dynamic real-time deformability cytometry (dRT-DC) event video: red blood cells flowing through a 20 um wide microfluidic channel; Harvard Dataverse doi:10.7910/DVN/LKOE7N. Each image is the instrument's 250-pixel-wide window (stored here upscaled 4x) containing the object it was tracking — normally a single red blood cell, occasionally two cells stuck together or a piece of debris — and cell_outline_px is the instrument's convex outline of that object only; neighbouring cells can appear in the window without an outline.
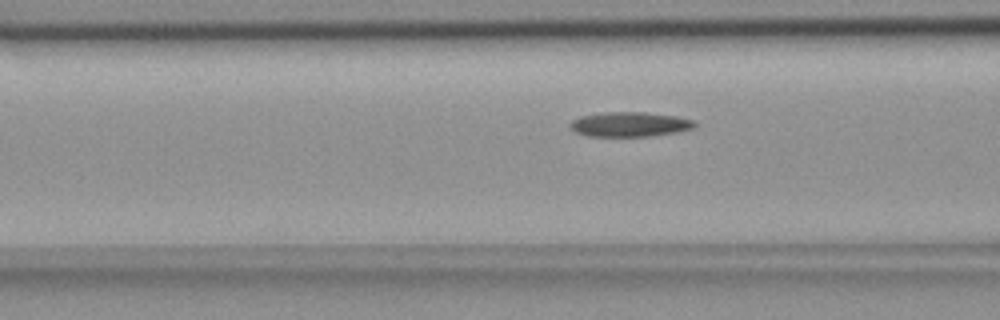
{"species": "common noctule bat (a hibernating species)", "species_latin": "Nyctalus noctula", "temperature_condition": "room temperature", "stored_images_in_passage": 34, "camera_frame_rate_fps": 3000, "um_per_image_px": 0.085, "animal": {"sex": "female", "body_mass_g": 18.4}, "frame": {"image": 1, "passage_image": 11, "time_ms": 3.333, "image_size_px": [1000, 320], "cell_outline_px": [[696, 124], [692, 128], [676, 132], [648, 136], [588, 136], [576, 132], [568, 124], [572, 120], [580, 116], [600, 112], [648, 112], [676, 116], [696, 120]], "centroid_in_image_um": [53.52, 10.55], "position_along_channel_um": 113.1, "area_um2": 17.98}}
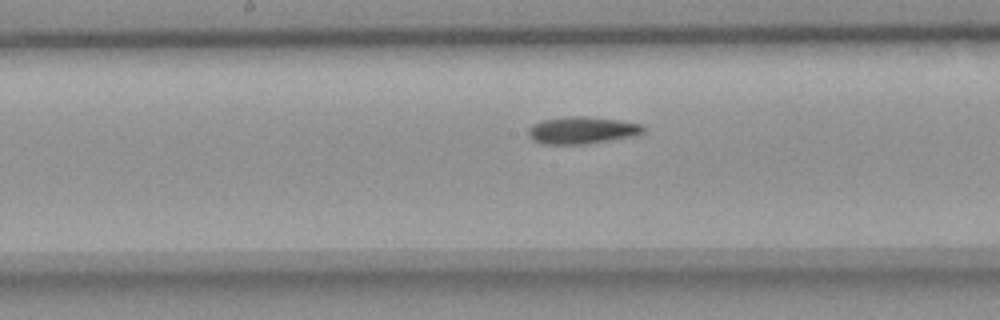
{"frame": {"image": 2, "passage_image": 18, "time_ms": 5.667, "image_size_px": [1000, 320], "cell_outline_px": [[644, 132], [632, 136], [584, 144], [544, 144], [532, 140], [528, 136], [528, 128], [532, 124], [540, 120], [568, 116], [588, 116], [620, 120], [644, 124]], "centroid_in_image_um": [49.44, 11.06], "position_along_channel_um": 198.8, "area_um2": 18.32}}
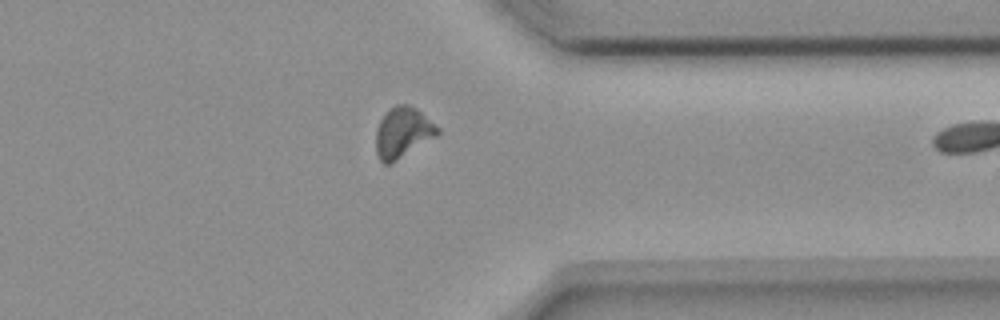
{"frame": {"image": 3, "passage_image": 33, "time_ms": 10.667, "image_size_px": [1000, 320], "cell_outline_px": [[440, 132], [436, 136], [396, 160], [388, 164], [384, 164], [376, 156], [376, 128], [380, 120], [396, 104], [408, 104], [416, 108], [440, 128]], "centroid_in_image_um": [34.23, 11.26], "position_along_channel_um": 377.2, "area_um2": 17.86}}